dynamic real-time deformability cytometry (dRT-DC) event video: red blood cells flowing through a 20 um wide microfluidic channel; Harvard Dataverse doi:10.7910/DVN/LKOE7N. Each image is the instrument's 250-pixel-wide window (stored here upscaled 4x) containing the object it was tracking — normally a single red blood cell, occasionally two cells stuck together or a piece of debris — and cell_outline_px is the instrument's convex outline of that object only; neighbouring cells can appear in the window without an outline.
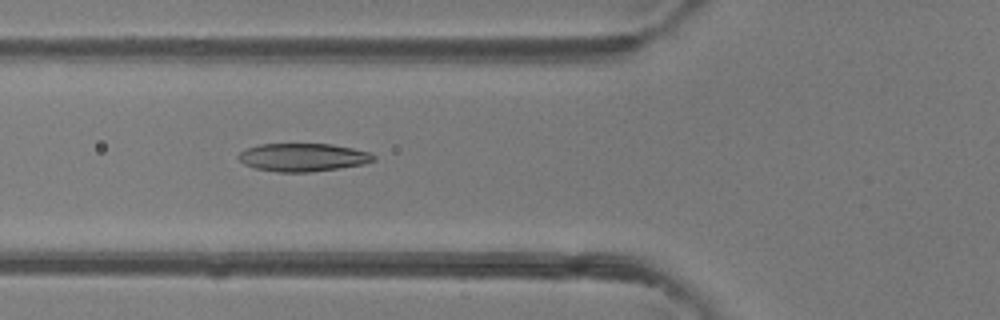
{"species": "common noctule bat (a hibernating species)", "species_latin": "Nyctalus noctula", "temperature_condition": "room temperature", "stored_images_in_passage": 47, "camera_frame_rate_fps": 3000, "um_per_image_px": 0.085, "animal": {"sex": "female"}, "frame": {"image": 1, "passage_image": 17, "time_ms": 5.333, "image_size_px": [1000, 320], "cell_outline_px": [[376, 160], [364, 164], [340, 168], [308, 172], [276, 172], [256, 168], [244, 164], [236, 156], [240, 152], [248, 148], [260, 144], [332, 144], [352, 148], [368, 152], [376, 156]], "centroid_in_image_um": [25.76, 13.37], "position_along_channel_um": 100.0, "area_um2": 22.08}}
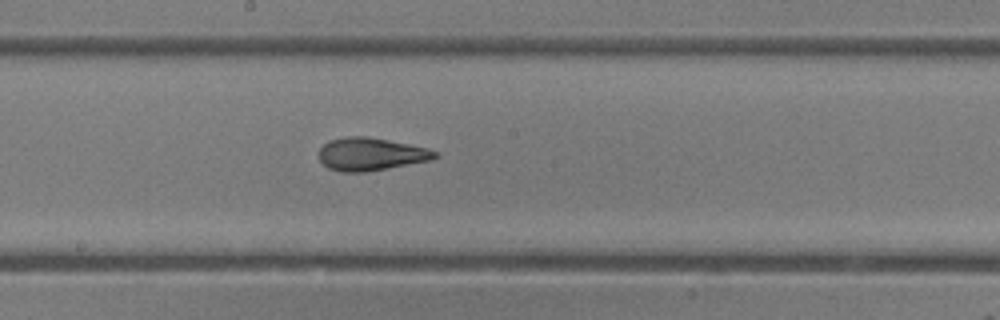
{"frame": {"image": 2, "passage_image": 25, "time_ms": 8.0, "image_size_px": [1000, 320], "cell_outline_px": [[440, 156], [432, 160], [368, 172], [340, 172], [328, 168], [316, 156], [320, 148], [328, 140], [344, 136], [364, 136], [388, 140], [428, 148], [440, 152]], "centroid_in_image_um": [31.52, 13.11], "position_along_channel_um": 216.7, "area_um2": 22.6}}
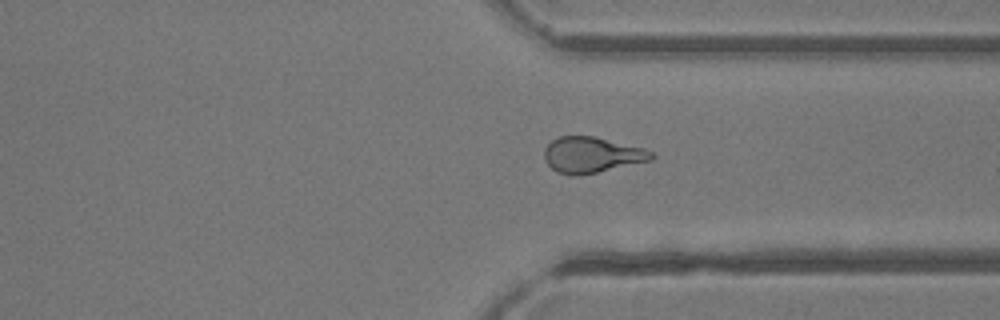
{"frame": {"image": 3, "passage_image": 35, "time_ms": 11.333, "image_size_px": [1000, 320], "cell_outline_px": [[656, 156], [652, 160], [596, 172], [576, 176], [572, 176], [556, 172], [544, 160], [544, 148], [552, 140], [560, 136], [596, 136], [644, 148], [652, 152]], "centroid_in_image_um": [50.29, 13.16], "position_along_channel_um": 361.1, "area_um2": 22.43}, "authors_computed_cell_mechanics": {"area_um2": 22.5998, "velocity_mm_per_s": 4.3422, "shape_relaxation_time_tau1_ms": 6.2929, "shape_relaxation_time_tau2_ms": 1.8161, "deformation_change_tau1": 0.2049, "deformation_change_tau2": 0.0915}}